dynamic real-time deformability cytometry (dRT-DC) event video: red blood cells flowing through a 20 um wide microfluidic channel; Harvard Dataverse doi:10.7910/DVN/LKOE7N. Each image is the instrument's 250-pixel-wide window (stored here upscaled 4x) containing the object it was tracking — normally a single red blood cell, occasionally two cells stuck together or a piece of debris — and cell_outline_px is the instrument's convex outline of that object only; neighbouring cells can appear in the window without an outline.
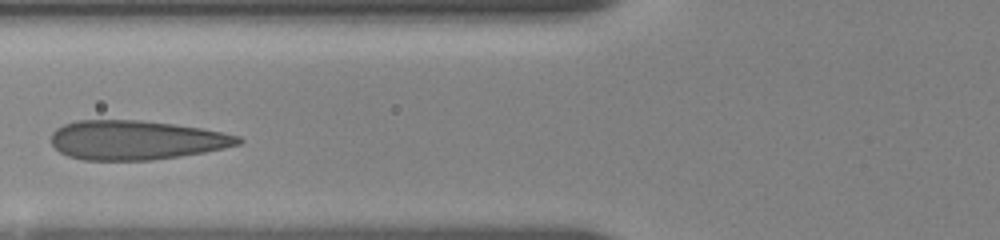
{"species": "human", "species_latin": "Homo sapiens", "temperature_condition": "room temperature", "stored_images_in_passage": 13, "camera_frame_rate_fps": 3000, "um_per_image_px": 0.085, "donor": {"sex": "female"}, "frame": {"image": 1, "passage_image": 8, "time_ms": 4.0, "image_size_px": [1000, 240], "cell_outline_px": [[244, 140], [240, 144], [224, 148], [204, 152], [180, 156], [152, 160], [84, 160], [68, 156], [60, 152], [52, 144], [52, 132], [56, 128], [64, 124], [76, 120], [140, 120], [172, 124], [200, 128], [224, 132], [240, 136]], "centroid_in_image_um": [11.57, 11.9], "position_along_channel_um": 114.2, "area_um2": 42.83}}
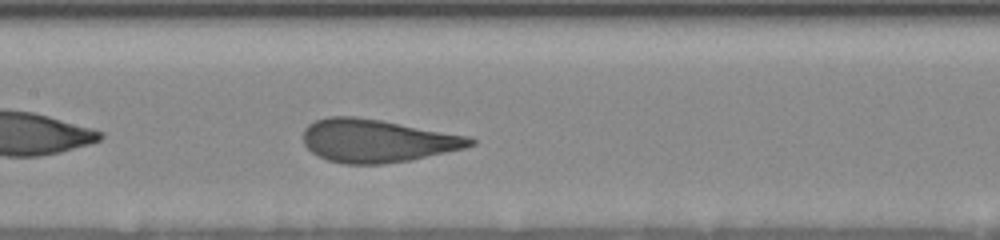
{"frame": {"image": 2, "passage_image": 10, "time_ms": 5.667, "image_size_px": [1000, 240], "cell_outline_px": [[476, 144], [464, 148], [412, 160], [384, 164], [344, 164], [328, 160], [312, 152], [304, 144], [304, 128], [308, 124], [316, 120], [328, 116], [356, 116], [380, 120], [472, 136], [476, 140]], "centroid_in_image_um": [32.09, 11.96], "position_along_channel_um": 175.3, "area_um2": 42.08}}
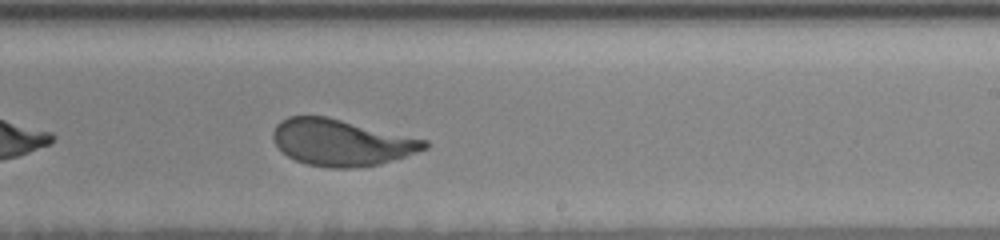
{"frame": {"image": 3, "passage_image": 13, "time_ms": 8.0, "image_size_px": [1000, 240], "cell_outline_px": [[428, 148], [380, 164], [356, 168], [332, 168], [308, 164], [296, 160], [288, 156], [272, 140], [272, 132], [276, 124], [280, 120], [288, 116], [328, 116], [428, 140]], "centroid_in_image_um": [29.0, 12.1], "position_along_channel_um": 260.0, "area_um2": 41.04}}